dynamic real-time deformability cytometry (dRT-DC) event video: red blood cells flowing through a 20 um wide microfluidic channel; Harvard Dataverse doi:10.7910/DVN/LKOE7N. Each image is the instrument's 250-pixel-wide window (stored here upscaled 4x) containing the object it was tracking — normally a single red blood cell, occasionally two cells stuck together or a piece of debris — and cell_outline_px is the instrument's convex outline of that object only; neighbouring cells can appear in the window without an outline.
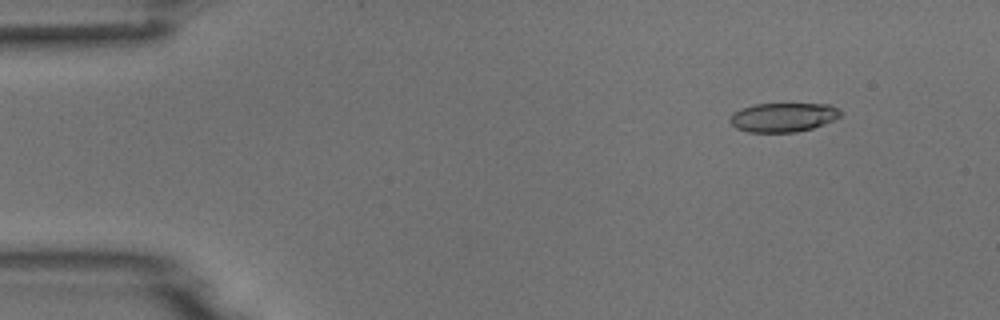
{"species": "common noctule bat (a hibernating species)", "species_latin": "Nyctalus noctula", "temperature_condition": "room temperature", "stored_images_in_passage": 4, "camera_frame_rate_fps": 3000, "um_per_image_px": 0.085, "animal": {"sex": "male", "body_mass_g": 18.8}, "frame": {"image": 1, "passage_image": 2, "time_ms": 1.0, "image_size_px": [1000, 320], "cell_outline_px": [[844, 112], [840, 116], [832, 120], [812, 128], [796, 132], [748, 132], [736, 128], [728, 120], [732, 112], [740, 108], [756, 104], [828, 104], [840, 108]], "centroid_in_image_um": [66.55, 9.96], "position_along_channel_um": 18.4, "area_um2": 18.84}}
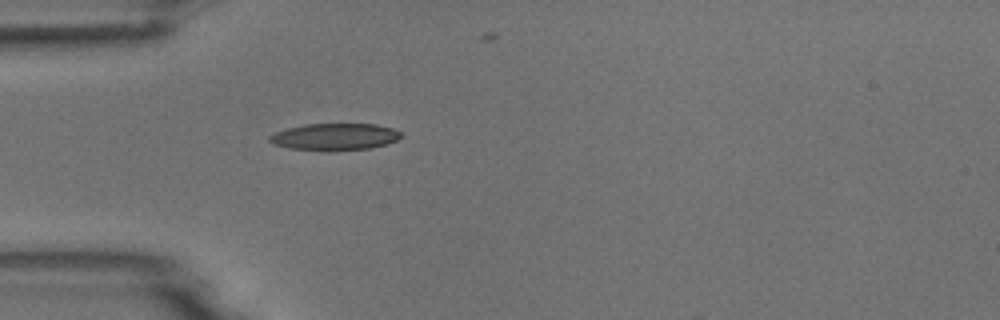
{"frame": {"image": 2, "passage_image": 4, "time_ms": 4.333, "image_size_px": [1000, 320], "cell_outline_px": [[404, 136], [388, 144], [372, 148], [328, 152], [288, 148], [276, 144], [268, 140], [268, 136], [276, 132], [288, 128], [304, 124], [376, 124], [392, 128], [400, 132]], "centroid_in_image_um": [28.48, 11.64], "position_along_channel_um": 56.5, "area_um2": 20.92}}